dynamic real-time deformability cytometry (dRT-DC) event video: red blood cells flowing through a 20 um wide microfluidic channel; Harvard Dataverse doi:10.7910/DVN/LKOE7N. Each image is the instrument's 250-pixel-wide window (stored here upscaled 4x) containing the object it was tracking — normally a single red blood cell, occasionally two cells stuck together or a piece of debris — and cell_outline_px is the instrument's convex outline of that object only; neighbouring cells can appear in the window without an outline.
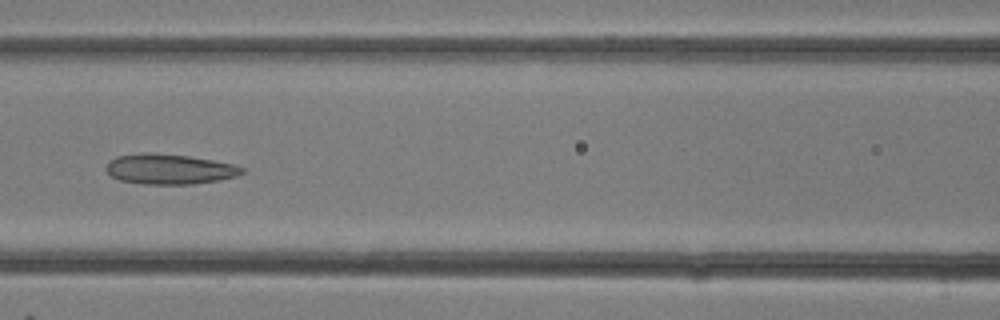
{"species": "common noctule bat (a hibernating species)", "species_latin": "Nyctalus noctula", "temperature_condition": "room temperature", "stored_images_in_passage": 23, "camera_frame_rate_fps": 3000, "um_per_image_px": 0.085, "animal": {"sex": "female"}, "frame": {"image": 1, "passage_image": 14, "time_ms": 4.333, "image_size_px": [1000, 320], "cell_outline_px": [[244, 172], [236, 176], [220, 180], [192, 184], [144, 184], [120, 180], [112, 176], [104, 168], [108, 160], [116, 156], [188, 156], [236, 164], [244, 168]], "centroid_in_image_um": [14.46, 14.42], "position_along_channel_um": 152.1, "area_um2": 22.95}}
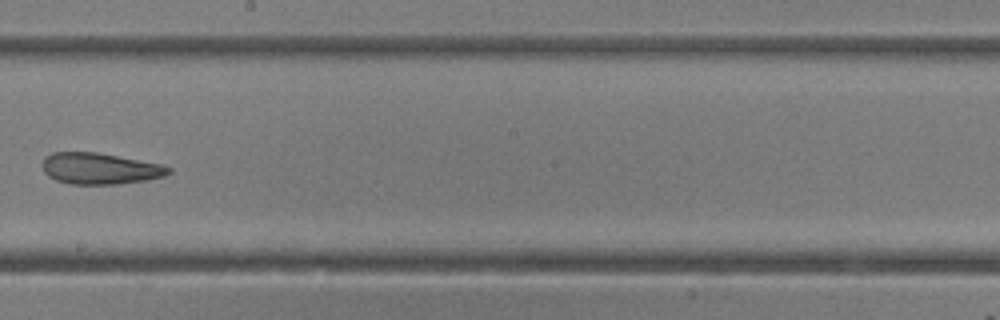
{"frame": {"image": 2, "passage_image": 18, "time_ms": 5.667, "image_size_px": [1000, 320], "cell_outline_px": [[172, 172], [164, 176], [144, 180], [120, 184], [72, 184], [56, 180], [48, 176], [44, 172], [40, 164], [44, 156], [52, 152], [96, 152], [160, 164], [172, 168]], "centroid_in_image_um": [8.44, 14.32], "position_along_channel_um": 239.8, "area_um2": 23.06}}
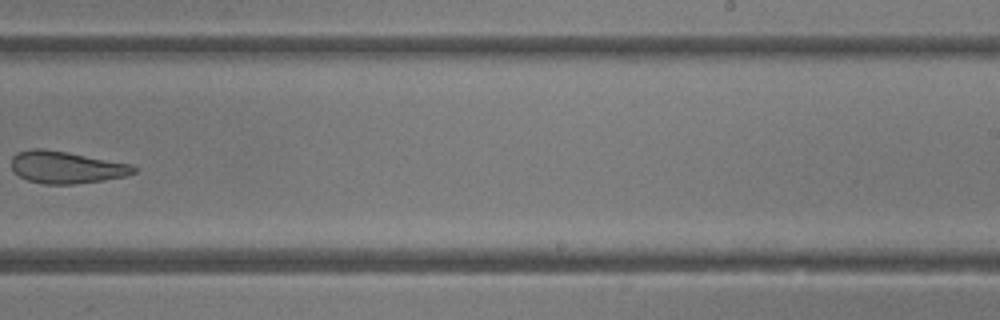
{"frame": {"image": 3, "passage_image": 20, "time_ms": 6.333, "image_size_px": [1000, 320], "cell_outline_px": [[140, 168], [136, 172], [124, 176], [104, 180], [76, 184], [44, 184], [28, 180], [20, 176], [12, 168], [12, 156], [16, 152], [32, 148], [40, 148], [68, 152], [132, 164]], "centroid_in_image_um": [5.66, 14.21], "position_along_channel_um": 283.3, "area_um2": 23.0}}